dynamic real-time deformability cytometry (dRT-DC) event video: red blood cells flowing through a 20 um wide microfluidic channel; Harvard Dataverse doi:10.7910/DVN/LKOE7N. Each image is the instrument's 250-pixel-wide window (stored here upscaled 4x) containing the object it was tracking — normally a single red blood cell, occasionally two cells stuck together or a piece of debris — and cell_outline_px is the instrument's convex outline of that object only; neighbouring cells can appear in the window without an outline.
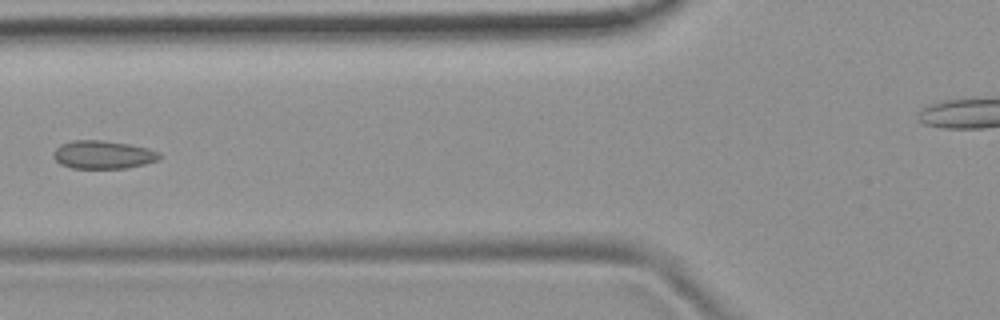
{"species": "common noctule bat (a hibernating species)", "species_latin": "Nyctalus noctula", "temperature_condition": "room temperature", "stored_images_in_passage": 6, "camera_frame_rate_fps": 3000, "um_per_image_px": 0.085, "animal": {"sex": "female", "body_mass_g": 19.9}, "frame": {"image": 1, "passage_image": 5, "time_ms": 4.667, "image_size_px": [1000, 320], "cell_outline_px": [[160, 156], [156, 160], [144, 164], [124, 168], [72, 168], [60, 164], [52, 156], [52, 152], [60, 144], [72, 140], [100, 140], [128, 144], [148, 148], [160, 152]], "centroid_in_image_um": [8.71, 13.14], "position_along_channel_um": 117.1, "area_um2": 17.34}}
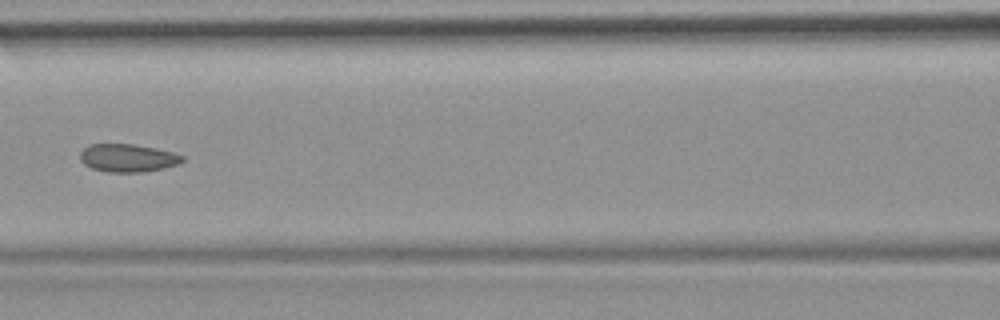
{"frame": {"image": 2, "passage_image": 6, "time_ms": 5.667, "image_size_px": [1000, 320], "cell_outline_px": [[184, 160], [180, 164], [164, 168], [144, 172], [108, 172], [92, 168], [84, 164], [80, 160], [80, 152], [88, 144], [132, 144], [156, 148], [172, 152], [184, 156]], "centroid_in_image_um": [10.87, 13.43], "position_along_channel_um": 155.7, "area_um2": 16.76}}